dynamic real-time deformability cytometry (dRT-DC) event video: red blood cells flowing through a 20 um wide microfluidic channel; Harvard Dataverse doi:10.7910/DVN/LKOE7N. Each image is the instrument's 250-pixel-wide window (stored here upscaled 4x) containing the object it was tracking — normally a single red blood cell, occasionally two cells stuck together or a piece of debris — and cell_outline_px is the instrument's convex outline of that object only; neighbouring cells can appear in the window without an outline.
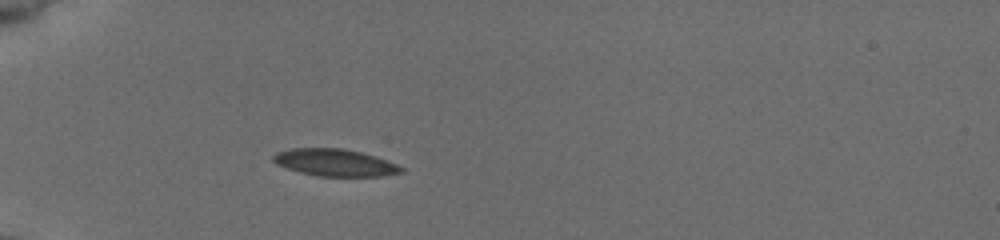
{"species": "common noctule bat (a hibernating species)", "species_latin": "Nyctalus noctula", "temperature_condition": "cold", "stored_images_in_passage": 42, "camera_frame_rate_fps": 3000, "um_per_image_px": 0.085, "animal": {"sex": "female", "body_mass_g": 19.5, "forearm_length_mm": 54.1}, "frame": {"image": 1, "passage_image": 9, "time_ms": 2.667, "image_size_px": [1000, 240], "cell_outline_px": [[404, 172], [380, 176], [320, 176], [300, 172], [276, 164], [272, 160], [272, 156], [276, 152], [292, 148], [344, 148], [376, 156], [396, 164], [404, 168]], "centroid_in_image_um": [28.46, 13.81], "position_along_channel_um": 56.5, "area_um2": 20.17}}
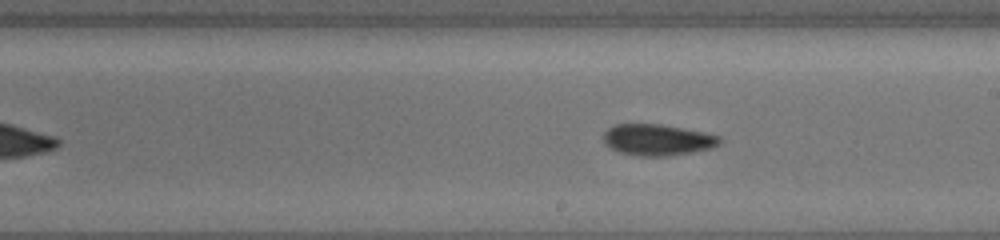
{"frame": {"image": 2, "passage_image": 24, "time_ms": 7.667, "image_size_px": [1000, 240], "cell_outline_px": [[724, 140], [720, 144], [712, 148], [692, 152], [668, 156], [640, 156], [620, 152], [604, 144], [604, 132], [608, 128], [616, 124], [660, 124], [704, 132], [720, 136]], "centroid_in_image_um": [55.92, 11.88], "position_along_channel_um": 233.1, "area_um2": 21.21}}
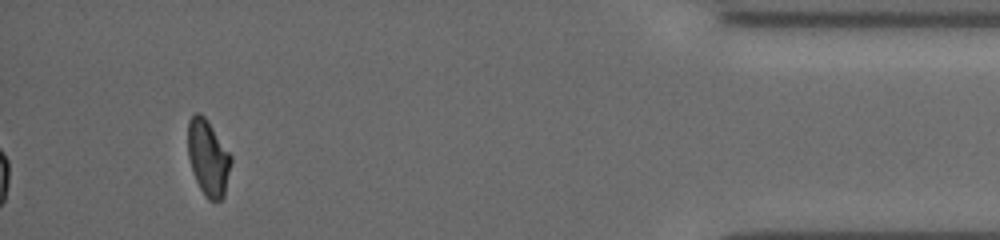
{"frame": {"image": 3, "passage_image": 42, "time_ms": 13.667, "image_size_px": [1000, 240], "cell_outline_px": [[232, 160], [224, 196], [220, 200], [208, 200], [204, 196], [196, 180], [188, 156], [188, 120], [196, 112], [200, 112], [208, 120], [232, 156]], "centroid_in_image_um": [17.69, 13.39], "position_along_channel_um": 417.5, "area_um2": 19.07}, "authors_computed_cell_mechanics": {"area_um2": 20.7502, "velocity_mm_per_s": 3.9186, "shape_relaxation_time_tau1_ms": null, "shape_relaxation_time_tau2_ms": 3.201, "deformation_change_tau1": null, "deformation_change_tau2": 0.0713}}